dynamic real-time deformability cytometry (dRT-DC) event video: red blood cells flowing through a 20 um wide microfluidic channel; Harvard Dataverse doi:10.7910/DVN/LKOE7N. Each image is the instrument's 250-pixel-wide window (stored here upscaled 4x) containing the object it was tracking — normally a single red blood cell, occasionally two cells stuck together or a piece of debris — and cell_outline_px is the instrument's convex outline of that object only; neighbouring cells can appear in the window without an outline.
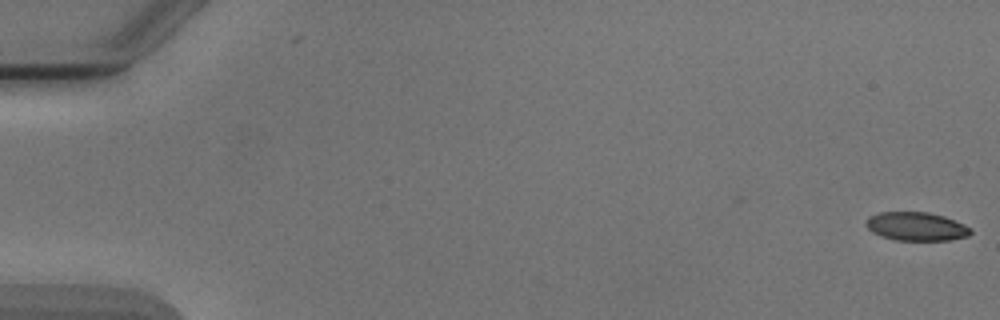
{"species": "Egyptian fruit bat (a non-hibernating species)", "species_latin": "Rousettus aegyptiacus", "temperature_condition": "cold", "stored_images_in_passage": 7, "camera_frame_rate_fps": 3000, "um_per_image_px": 0.085, "animal": {"sex": "male"}, "frame": {"image": 1, "passage_image": 1, "time_ms": 0.0, "image_size_px": [1000, 320], "cell_outline_px": [[972, 232], [968, 236], [948, 240], [896, 240], [880, 236], [872, 232], [868, 228], [868, 216], [880, 212], [928, 212], [944, 216], [968, 228]], "centroid_in_image_um": [77.84, 19.25], "position_along_channel_um": 7.2, "area_um2": 17.05}}
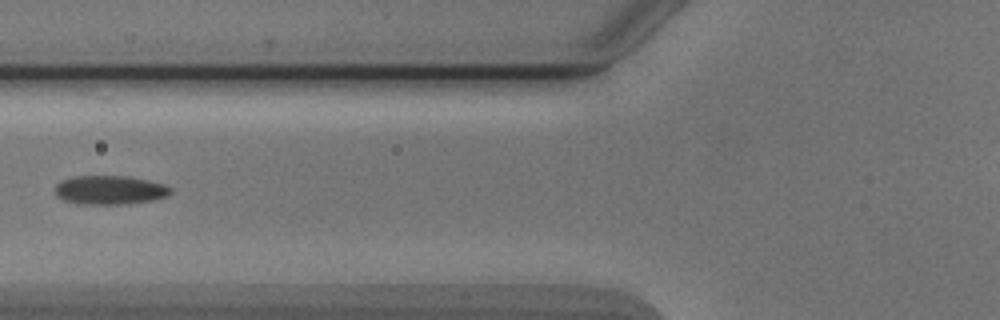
{"frame": {"image": 2, "passage_image": 7, "time_ms": 7.0, "image_size_px": [1000, 320], "cell_outline_px": [[172, 192], [168, 196], [152, 200], [124, 204], [84, 204], [64, 200], [56, 196], [56, 184], [60, 180], [72, 176], [128, 176], [148, 180], [164, 184], [172, 188]], "centroid_in_image_um": [9.34, 16.14], "position_along_channel_um": 116.5, "area_um2": 19.54}}